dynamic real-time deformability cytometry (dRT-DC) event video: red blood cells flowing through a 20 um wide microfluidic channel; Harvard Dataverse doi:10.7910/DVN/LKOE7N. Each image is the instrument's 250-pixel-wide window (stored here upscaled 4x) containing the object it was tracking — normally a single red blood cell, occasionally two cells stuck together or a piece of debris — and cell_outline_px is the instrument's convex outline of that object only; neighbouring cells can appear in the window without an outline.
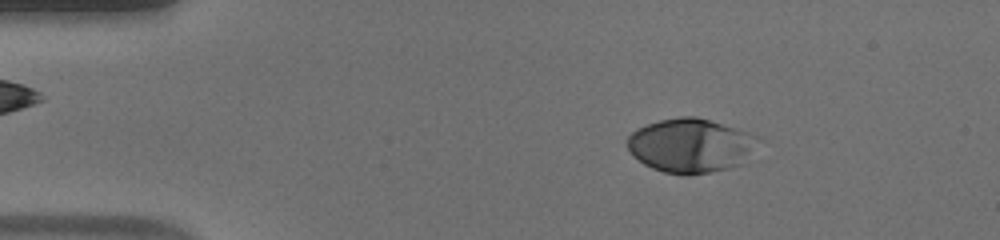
{"species": "human", "species_latin": "Homo sapiens", "temperature_condition": "warm", "stored_images_in_passage": 52, "camera_frame_rate_fps": 3000, "um_per_image_px": 0.085, "donor": {"sex": "male"}, "frame": {"image": 1, "passage_image": 8, "time_ms": 2.333, "image_size_px": [1000, 240], "cell_outline_px": [[760, 140], [740, 164], [708, 172], [688, 176], [684, 176], [664, 172], [652, 168], [644, 164], [632, 156], [628, 148], [628, 136], [636, 128], [660, 120], [680, 116], [696, 116], [748, 132], [760, 136]], "centroid_in_image_um": [58.66, 12.36], "position_along_channel_um": 26.3, "area_um2": 40.98}}
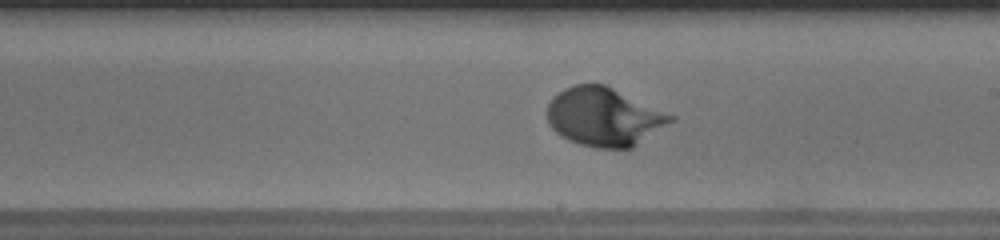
{"frame": {"image": 2, "passage_image": 30, "time_ms": 9.667, "image_size_px": [1000, 240], "cell_outline_px": [[676, 120], [632, 148], [596, 148], [580, 144], [568, 140], [560, 136], [548, 124], [548, 104], [552, 96], [564, 88], [576, 84], [604, 84], [676, 116]], "centroid_in_image_um": [51.35, 9.94], "position_along_channel_um": 237.6, "area_um2": 42.19}}
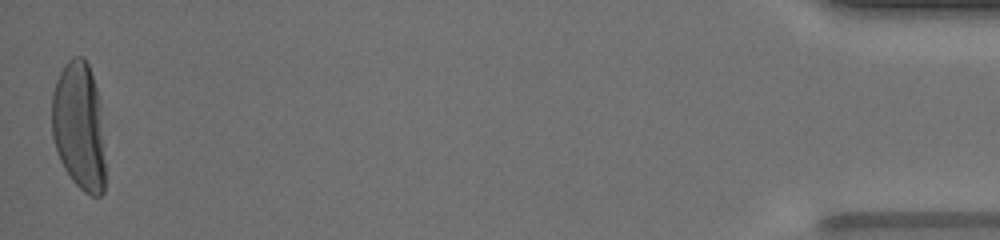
{"frame": {"image": 3, "passage_image": 52, "time_ms": 17.0, "image_size_px": [1000, 240], "cell_outline_px": [[104, 192], [100, 196], [92, 196], [84, 192], [72, 180], [64, 168], [60, 160], [52, 136], [52, 92], [56, 80], [64, 64], [72, 56], [84, 56], [88, 64], [96, 88], [104, 164]], "centroid_in_image_um": [6.67, 10.72], "position_along_channel_um": 428.5, "area_um2": 39.25}, "authors_computed_cell_mechanics": {"area_um2": 39.882, "velocity_mm_per_s": 3.8551, "shape_relaxation_time_tau1_ms": 3.0155, "shape_relaxation_time_tau2_ms": null, "deformation_change_tau1": 0.2065, "deformation_change_tau2": null}}